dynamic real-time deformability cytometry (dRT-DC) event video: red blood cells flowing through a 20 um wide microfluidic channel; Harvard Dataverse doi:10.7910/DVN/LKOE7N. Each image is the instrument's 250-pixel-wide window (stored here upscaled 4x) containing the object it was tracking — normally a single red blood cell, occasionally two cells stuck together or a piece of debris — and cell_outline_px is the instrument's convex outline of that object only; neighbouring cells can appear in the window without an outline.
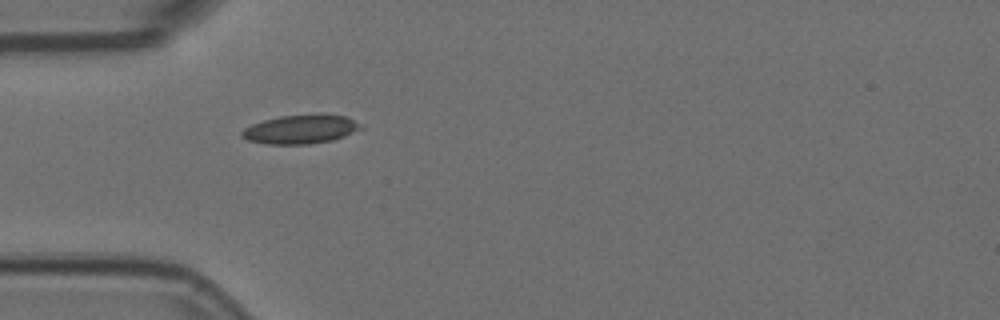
{"species": "Egyptian fruit bat (a non-hibernating species)", "species_latin": "Rousettus aegyptiacus", "temperature_condition": "room temperature", "stored_images_in_passage": 2, "camera_frame_rate_fps": 3000, "um_per_image_px": 0.085, "animal": {"sex": "female"}, "frame": {"image": 1, "passage_image": 1, "time_ms": 0.0, "image_size_px": [1000, 320], "cell_outline_px": [[364, 128], [344, 136], [332, 140], [308, 144], [268, 144], [248, 140], [240, 136], [240, 132], [244, 128], [252, 124], [264, 120], [280, 116], [344, 116], [352, 120]], "centroid_in_image_um": [25.48, 11.02], "position_along_channel_um": 59.5, "area_um2": 19.31}}
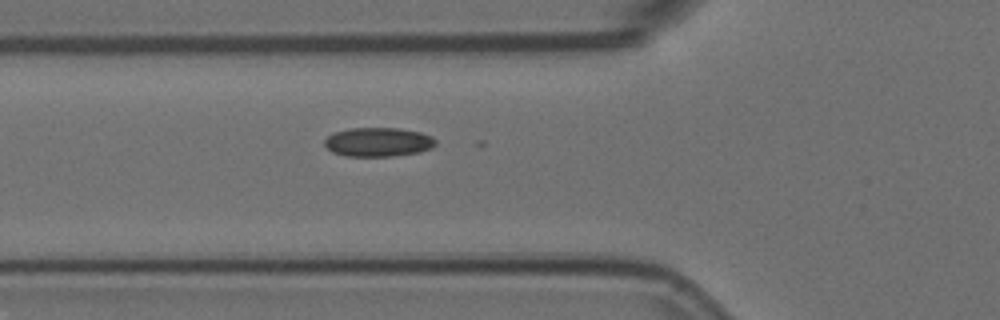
{"frame": {"image": 2, "passage_image": 2, "time_ms": 0.333, "image_size_px": [1000, 320], "cell_outline_px": [[436, 144], [432, 148], [420, 152], [392, 156], [348, 156], [332, 152], [324, 144], [324, 140], [332, 132], [348, 128], [400, 128], [420, 132], [432, 136], [436, 140]], "centroid_in_image_um": [32.15, 12.06], "position_along_channel_um": 93.6, "area_um2": 18.96}}